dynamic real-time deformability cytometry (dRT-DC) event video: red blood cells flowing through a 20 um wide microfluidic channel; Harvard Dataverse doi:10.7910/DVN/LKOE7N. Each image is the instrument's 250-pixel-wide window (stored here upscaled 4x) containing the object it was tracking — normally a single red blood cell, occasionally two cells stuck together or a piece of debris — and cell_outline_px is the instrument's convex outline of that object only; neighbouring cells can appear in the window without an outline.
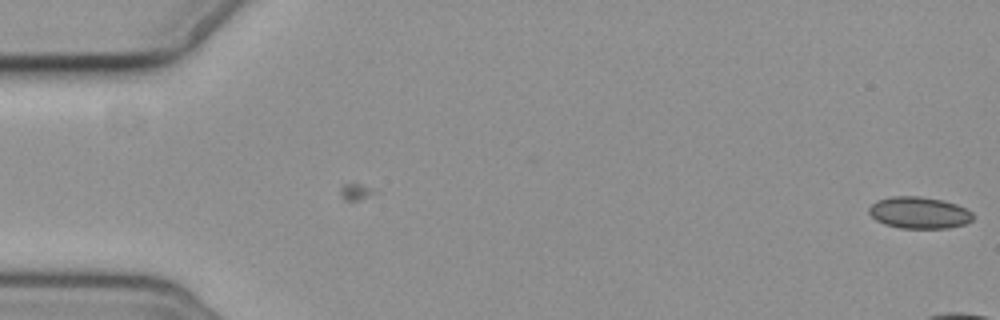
{"species": "common noctule bat (a hibernating species)", "species_latin": "Nyctalus noctula", "temperature_condition": "cold", "stored_images_in_passage": 2, "camera_frame_rate_fps": 3000, "um_per_image_px": 0.085, "animal": {"sex": "female", "body_mass_g": 19.3, "forearm_length_mm": 54.1}, "frame": {"image": 1, "passage_image": 2, "time_ms": 1.0, "image_size_px": [1000, 320], "cell_outline_px": [[972, 220], [964, 224], [948, 228], [900, 228], [884, 224], [876, 220], [868, 212], [868, 208], [876, 200], [892, 196], [920, 196], [940, 200], [956, 204], [972, 212]], "centroid_in_image_um": [78.09, 18.08], "position_along_channel_um": 6.9, "area_um2": 19.13}}